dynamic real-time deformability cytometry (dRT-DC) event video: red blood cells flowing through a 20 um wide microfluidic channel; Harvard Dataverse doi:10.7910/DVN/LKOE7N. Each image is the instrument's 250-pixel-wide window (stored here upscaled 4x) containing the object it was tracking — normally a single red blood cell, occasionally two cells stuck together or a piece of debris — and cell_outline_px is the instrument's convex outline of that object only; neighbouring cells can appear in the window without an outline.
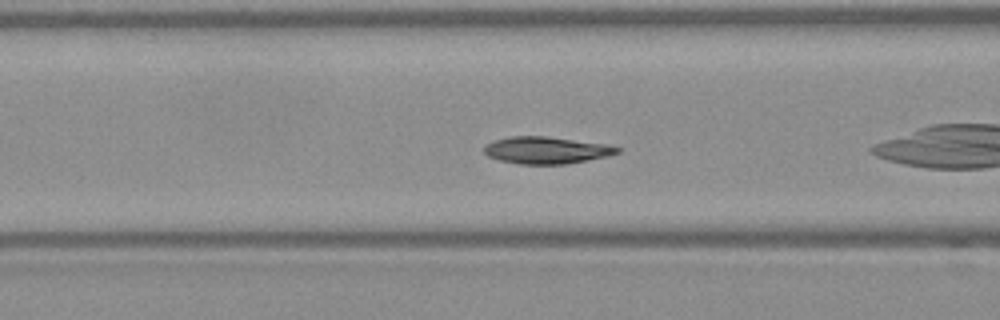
{"species": "Egyptian fruit bat (a non-hibernating species)", "species_latin": "Rousettus aegyptiacus", "temperature_condition": "warm", "stored_images_in_passage": 32, "camera_frame_rate_fps": 3000, "um_per_image_px": 0.085, "frame": {"image": 1, "passage_image": 5, "time_ms": 1.333, "image_size_px": [1000, 320], "cell_outline_px": [[620, 152], [608, 156], [588, 160], [564, 164], [520, 164], [500, 160], [488, 156], [484, 152], [484, 148], [488, 144], [496, 140], [508, 136], [544, 136], [608, 144], [620, 148]], "centroid_in_image_um": [46.47, 12.77], "position_along_channel_um": 120.1, "area_um2": 20.81}, "authors_computed_cell_mechanics": {"area_um2": 20.2589, "velocity_mm_per_s": 3.8279, "shape_relaxation_time_tau1_ms": 8.1027, "shape_relaxation_time_tau2_ms": 2.6492, "deformation_change_tau1": 0.1573, "deformation_change_tau2": 0.0339}}